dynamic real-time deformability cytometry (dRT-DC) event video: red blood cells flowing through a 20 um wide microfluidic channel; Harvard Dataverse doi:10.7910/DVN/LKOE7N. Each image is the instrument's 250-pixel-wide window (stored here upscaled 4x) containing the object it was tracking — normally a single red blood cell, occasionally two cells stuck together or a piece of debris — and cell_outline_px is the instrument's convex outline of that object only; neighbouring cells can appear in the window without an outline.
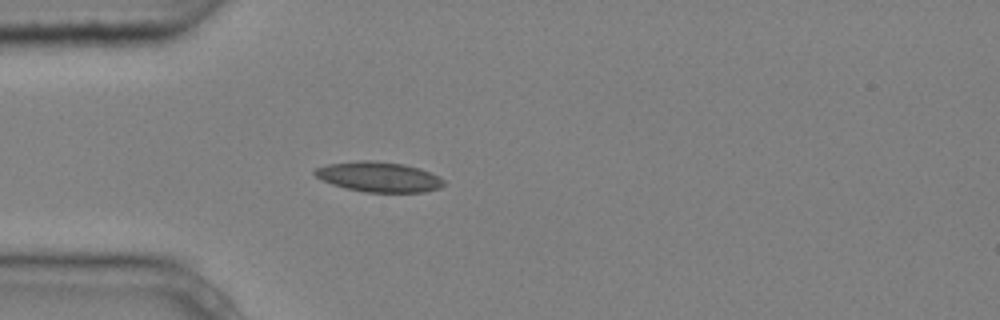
{"species": "common noctule bat (a hibernating species)", "species_latin": "Nyctalus noctula", "temperature_condition": "cold", "stored_images_in_passage": 3, "camera_frame_rate_fps": 3000, "um_per_image_px": 0.085, "animal": {"sex": "male", "body_mass_g": 20.4}, "frame": {"image": 1, "passage_image": 3, "time_ms": 0.667, "image_size_px": [1000, 320], "cell_outline_px": [[444, 184], [440, 188], [424, 192], [364, 192], [344, 188], [332, 184], [316, 176], [312, 172], [316, 168], [328, 164], [360, 160], [372, 160], [404, 164], [420, 168], [440, 176], [444, 180]], "centroid_in_image_um": [32.22, 15.03], "position_along_channel_um": 52.8, "area_um2": 22.72}}